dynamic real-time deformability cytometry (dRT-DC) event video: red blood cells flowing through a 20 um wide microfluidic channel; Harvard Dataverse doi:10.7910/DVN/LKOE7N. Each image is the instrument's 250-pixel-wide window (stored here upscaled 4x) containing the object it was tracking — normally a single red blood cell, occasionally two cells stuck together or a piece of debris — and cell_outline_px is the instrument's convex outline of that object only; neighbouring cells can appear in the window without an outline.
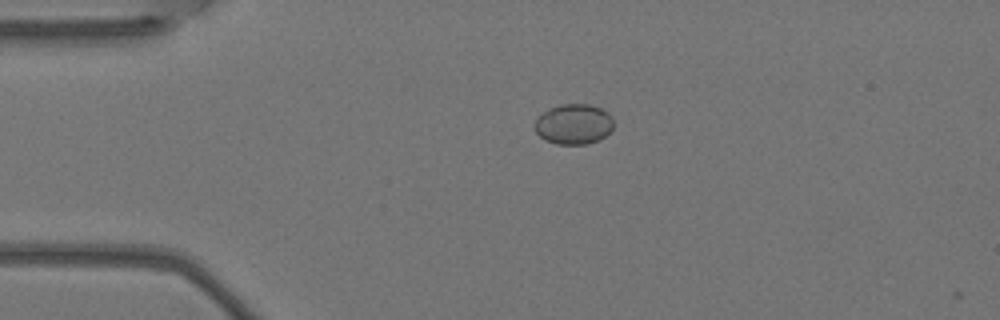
{"species": "Egyptian fruit bat (a non-hibernating species)", "species_latin": "Rousettus aegyptiacus", "temperature_condition": "warm", "stored_images_in_passage": 6, "camera_frame_rate_fps": 3000, "um_per_image_px": 0.085, "animal": {"sex": "female"}, "frame": {"image": 1, "passage_image": 4, "time_ms": 1.0, "image_size_px": [1000, 320], "cell_outline_px": [[612, 128], [604, 136], [596, 140], [584, 144], [556, 144], [544, 140], [536, 132], [536, 116], [548, 108], [560, 104], [588, 104], [600, 108], [608, 112], [612, 116]], "centroid_in_image_um": [48.73, 10.53], "position_along_channel_um": 36.3, "area_um2": 18.44}}